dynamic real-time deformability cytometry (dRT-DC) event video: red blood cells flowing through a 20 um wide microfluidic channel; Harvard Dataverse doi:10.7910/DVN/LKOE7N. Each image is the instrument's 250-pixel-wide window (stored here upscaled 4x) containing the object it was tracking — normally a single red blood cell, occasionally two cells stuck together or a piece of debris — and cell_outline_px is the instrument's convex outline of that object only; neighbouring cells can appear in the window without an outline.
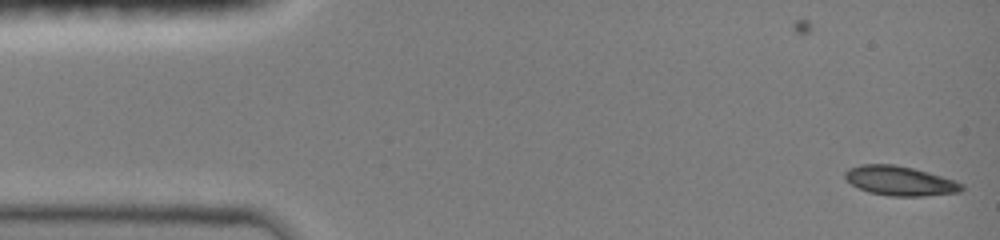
{"species": "common noctule bat (a hibernating species)", "species_latin": "Nyctalus noctula", "temperature_condition": "room temperature", "stored_images_in_passage": 2, "camera_frame_rate_fps": 3000, "um_per_image_px": 0.085, "animal": {"sex": "female", "body_mass_g": 19.0, "forearm_length_mm": 51.5}, "frame": {"image": 1, "passage_image": 2, "time_ms": 0.667, "image_size_px": [1000, 240], "cell_outline_px": [[964, 188], [960, 192], [924, 196], [888, 196], [868, 192], [852, 184], [844, 176], [844, 172], [848, 168], [860, 164], [896, 164], [928, 172], [956, 180], [964, 184]], "centroid_in_image_um": [76.51, 15.37], "position_along_channel_um": 8.5, "area_um2": 20.17}}